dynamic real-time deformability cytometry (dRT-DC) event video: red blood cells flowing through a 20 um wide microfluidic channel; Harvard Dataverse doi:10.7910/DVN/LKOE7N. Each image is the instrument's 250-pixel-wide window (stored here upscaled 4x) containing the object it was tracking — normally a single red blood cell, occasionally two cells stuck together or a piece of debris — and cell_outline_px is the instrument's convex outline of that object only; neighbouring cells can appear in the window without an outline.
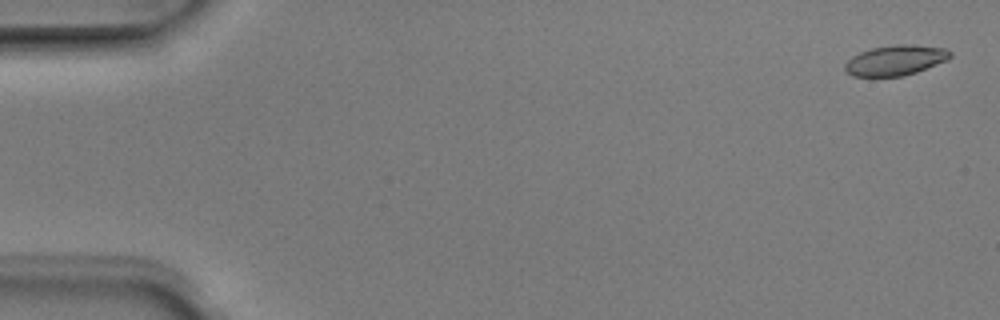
{"species": "Egyptian fruit bat (a non-hibernating species)", "species_latin": "Rousettus aegyptiacus", "temperature_condition": "room temperature", "stored_images_in_passage": 5, "segment_of_instrument_passage": [1, 2], "camera_frame_rate_fps": 3000, "um_per_image_px": 0.085, "animal": {"sex": "male"}, "frame": {"image": 1, "passage_image": 1, "time_ms": 0.0, "image_size_px": [1000, 320], "cell_outline_px": [[952, 56], [948, 60], [916, 72], [904, 76], [852, 76], [844, 68], [844, 64], [852, 56], [860, 52], [872, 48], [896, 44], [912, 44], [944, 48], [952, 52]], "centroid_in_image_um": [76.13, 5.12], "position_along_channel_um": 8.9, "area_um2": 18.55}}
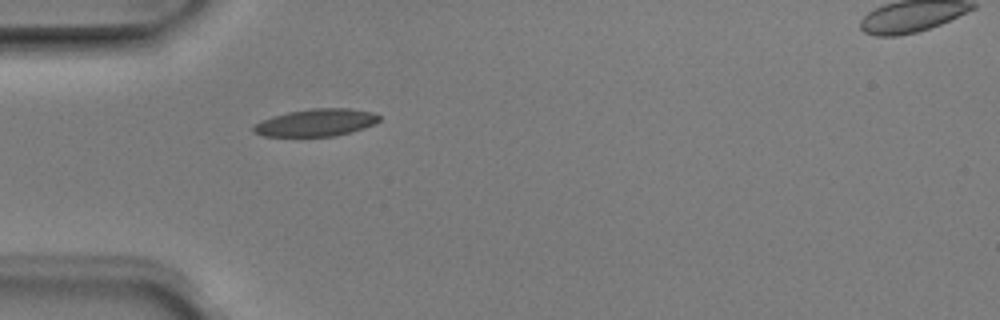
{"frame": {"image": 2, "passage_image": 4, "time_ms": 1.0, "image_size_px": [1000, 320], "cell_outline_px": [[380, 120], [364, 128], [352, 132], [336, 136], [264, 136], [252, 132], [252, 128], [260, 120], [272, 116], [288, 112], [312, 108], [348, 108], [372, 112], [380, 116]], "centroid_in_image_um": [26.85, 10.42], "position_along_channel_um": 58.2, "area_um2": 20.06}}